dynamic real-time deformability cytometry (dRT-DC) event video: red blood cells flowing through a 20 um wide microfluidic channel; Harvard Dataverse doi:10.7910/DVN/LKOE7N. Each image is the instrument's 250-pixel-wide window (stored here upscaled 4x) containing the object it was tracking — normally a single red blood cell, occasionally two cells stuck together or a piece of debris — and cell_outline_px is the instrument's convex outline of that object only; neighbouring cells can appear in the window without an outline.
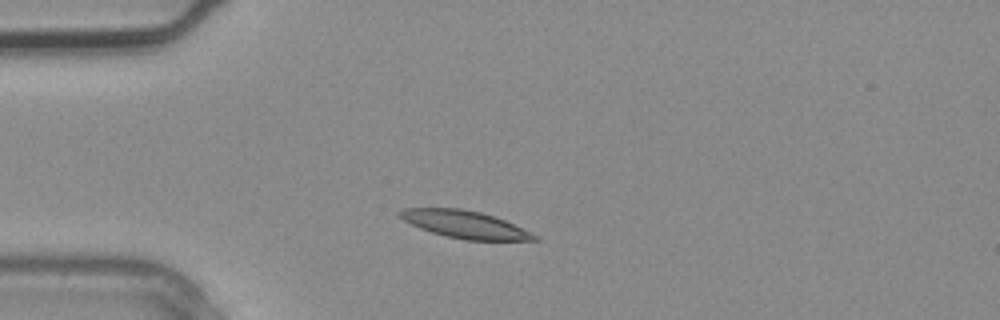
{"species": "common noctule bat (a hibernating species)", "species_latin": "Nyctalus noctula", "temperature_condition": "warm", "stored_images_in_passage": 2, "camera_frame_rate_fps": 3000, "um_per_image_px": 0.085, "animal": {"sex": "male", "body_mass_g": 20.4}, "frame": {"image": 1, "passage_image": 2, "time_ms": 0.333, "image_size_px": [1000, 320], "cell_outline_px": [[540, 240], [464, 240], [432, 232], [420, 228], [396, 216], [396, 212], [400, 208], [460, 208], [480, 212], [504, 220], [532, 232], [540, 236]], "centroid_in_image_um": [39.5, 19.07], "position_along_channel_um": 45.5, "area_um2": 21.5}}